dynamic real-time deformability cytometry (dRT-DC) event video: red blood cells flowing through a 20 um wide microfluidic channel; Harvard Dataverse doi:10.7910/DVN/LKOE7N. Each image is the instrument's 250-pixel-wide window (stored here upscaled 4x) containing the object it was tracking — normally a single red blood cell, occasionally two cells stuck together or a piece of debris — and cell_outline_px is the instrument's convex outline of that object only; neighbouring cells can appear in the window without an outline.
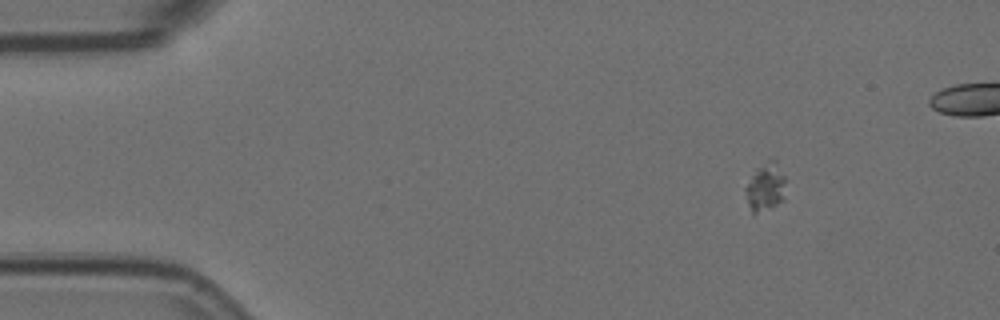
{"species": "Egyptian fruit bat (a non-hibernating species)", "species_latin": "Rousettus aegyptiacus", "temperature_condition": "room temperature", "stored_images_in_passage": 5, "camera_frame_rate_fps": 3000, "um_per_image_px": 0.085, "animal": {"sex": "female"}, "frame": {"image": 1, "passage_image": 2, "time_ms": 0.333, "image_size_px": [1000, 320], "cell_outline_px": [[784, 200], [772, 208], [752, 216], [748, 204], [744, 188], [752, 176], [772, 156], [776, 156], [784, 176]], "centroid_in_image_um": [65.08, 15.93], "position_along_channel_um": 19.9, "area_um2": 11.44}}